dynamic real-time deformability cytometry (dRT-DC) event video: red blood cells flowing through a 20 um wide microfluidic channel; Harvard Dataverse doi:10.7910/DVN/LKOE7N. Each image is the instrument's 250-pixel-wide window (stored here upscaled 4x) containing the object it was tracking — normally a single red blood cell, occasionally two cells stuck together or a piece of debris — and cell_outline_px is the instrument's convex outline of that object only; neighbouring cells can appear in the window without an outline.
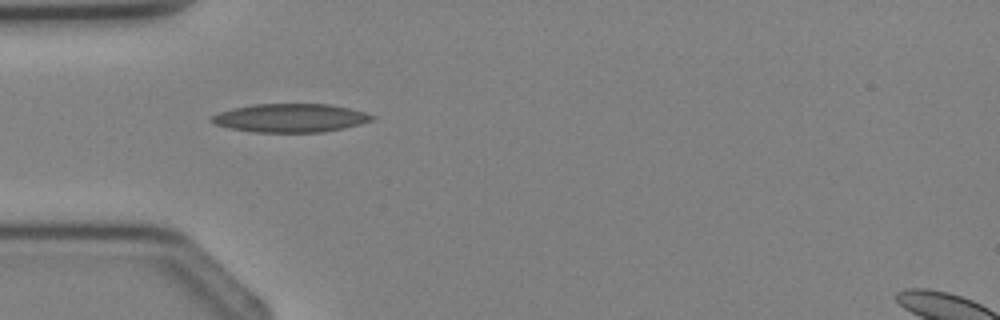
{"species": "Egyptian fruit bat (a non-hibernating species)", "species_latin": "Rousettus aegyptiacus", "temperature_condition": "cold", "stored_images_in_passage": 2, "camera_frame_rate_fps": 3000, "um_per_image_px": 0.085, "animal": {"sex": "female"}, "frame": {"image": 1, "passage_image": 2, "time_ms": 2.0, "image_size_px": [1000, 320], "cell_outline_px": [[376, 116], [372, 120], [360, 124], [344, 128], [324, 132], [252, 132], [228, 128], [216, 124], [208, 120], [212, 116], [220, 112], [232, 108], [252, 104], [328, 104], [348, 108], [364, 112]], "centroid_in_image_um": [24.66, 10.03], "position_along_channel_um": 60.3, "area_um2": 26.65}}